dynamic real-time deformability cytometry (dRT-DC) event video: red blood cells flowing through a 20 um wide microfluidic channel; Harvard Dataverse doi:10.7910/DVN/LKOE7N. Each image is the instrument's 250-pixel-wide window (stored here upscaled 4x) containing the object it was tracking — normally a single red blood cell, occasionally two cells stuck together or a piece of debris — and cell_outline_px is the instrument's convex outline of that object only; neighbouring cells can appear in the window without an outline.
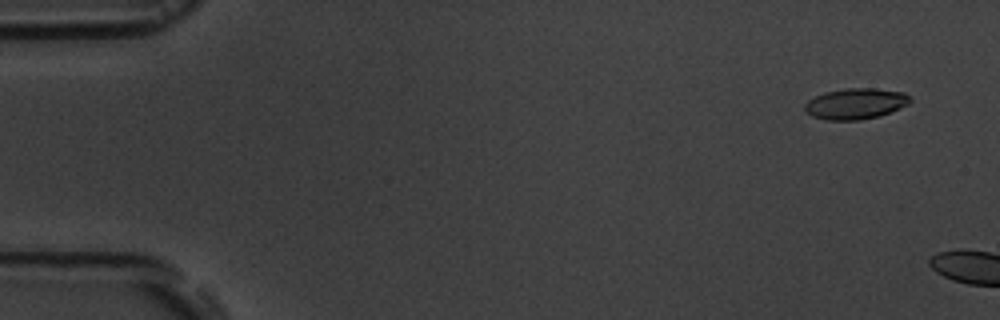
{"species": "common noctule bat (a hibernating species)", "species_latin": "Nyctalus noctula", "temperature_condition": "room temperature", "stored_images_in_passage": 3, "camera_frame_rate_fps": 3000, "um_per_image_px": 0.085, "animal": {"sex": "male", "body_mass_g": 19.5, "forearm_length_mm": 54.6}, "frame": {"image": 1, "passage_image": 2, "time_ms": 1.0, "image_size_px": [1000, 320], "cell_outline_px": [[912, 100], [908, 104], [900, 108], [880, 116], [860, 120], [824, 120], [812, 116], [804, 112], [804, 104], [808, 100], [824, 92], [844, 88], [876, 88], [904, 92]], "centroid_in_image_um": [72.7, 8.82], "position_along_channel_um": 12.3, "area_um2": 19.19}}